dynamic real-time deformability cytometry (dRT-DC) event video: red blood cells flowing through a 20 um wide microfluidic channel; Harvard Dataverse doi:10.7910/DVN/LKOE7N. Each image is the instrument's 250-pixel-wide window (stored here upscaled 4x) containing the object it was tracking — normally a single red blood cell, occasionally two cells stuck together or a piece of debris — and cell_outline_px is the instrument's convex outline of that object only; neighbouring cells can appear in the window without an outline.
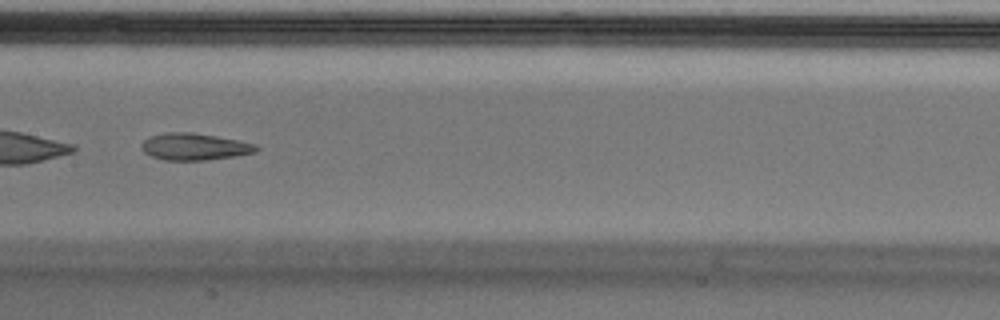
{"species": "Egyptian fruit bat (a non-hibernating species)", "species_latin": "Rousettus aegyptiacus", "temperature_condition": "cold", "stored_images_in_passage": 51, "segment_of_instrument_passage": [2, 2], "camera_frame_rate_fps": 3000, "um_per_image_px": 0.085, "animal": {"sex": "male"}, "frame": {"image": 1, "passage_image": 25, "time_ms": 8.0, "image_size_px": [1000, 320], "cell_outline_px": [[260, 148], [256, 152], [236, 156], [204, 160], [164, 160], [152, 156], [144, 152], [140, 148], [140, 144], [148, 136], [168, 132], [192, 132], [216, 136], [256, 144]], "centroid_in_image_um": [16.51, 12.46], "position_along_channel_um": 190.9, "area_um2": 18.03}}
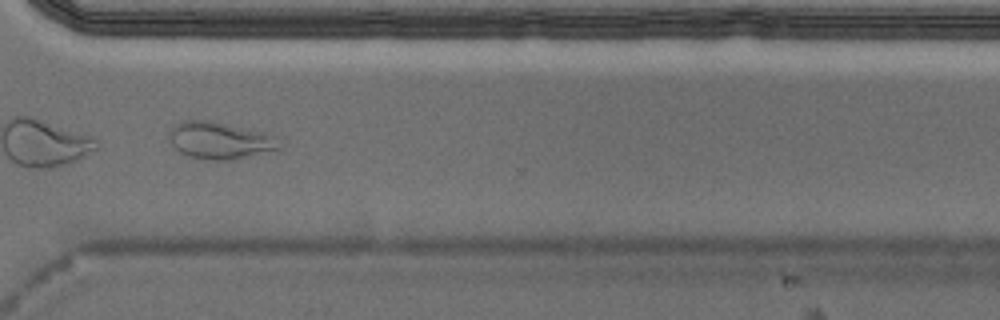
{"frame": {"image": 2, "passage_image": 38, "time_ms": 12.333, "image_size_px": [1000, 320], "cell_outline_px": [[284, 148], [232, 160], [204, 160], [188, 156], [180, 152], [168, 140], [168, 132], [172, 124], [180, 120], [208, 120], [264, 132], [280, 136]], "centroid_in_image_um": [18.71, 11.93], "position_along_channel_um": 351.9, "area_um2": 24.45}}